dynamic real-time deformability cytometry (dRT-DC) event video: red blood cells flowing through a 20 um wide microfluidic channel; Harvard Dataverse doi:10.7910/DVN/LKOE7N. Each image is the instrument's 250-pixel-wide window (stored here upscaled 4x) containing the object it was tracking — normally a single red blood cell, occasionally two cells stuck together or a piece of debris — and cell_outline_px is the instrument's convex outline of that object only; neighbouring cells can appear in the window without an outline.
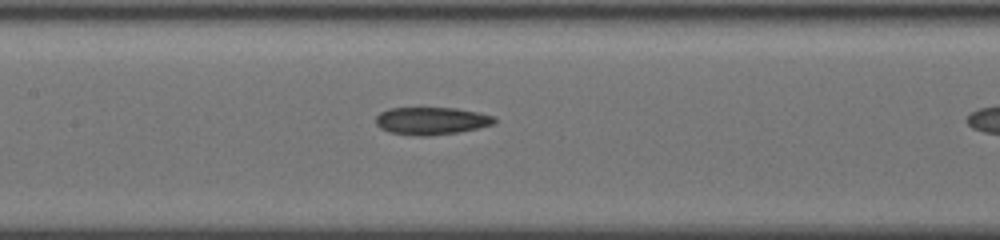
{"species": "common noctule bat (a hibernating species)", "species_latin": "Nyctalus noctula", "temperature_condition": "cold", "stored_images_in_passage": 16, "camera_frame_rate_fps": 3000, "um_per_image_px": 0.085, "animal": {"sex": "female", "body_mass_g": 19.5, "forearm_length_mm": 54.1}, "frame": {"image": 1, "passage_image": 12, "time_ms": 3.667, "image_size_px": [1000, 240], "cell_outline_px": [[496, 120], [492, 124], [460, 132], [428, 136], [420, 136], [388, 132], [380, 128], [376, 124], [376, 116], [380, 112], [388, 108], [456, 108], [480, 112], [496, 116]], "centroid_in_image_um": [36.66, 10.27], "position_along_channel_um": 170.7, "area_um2": 19.13}}